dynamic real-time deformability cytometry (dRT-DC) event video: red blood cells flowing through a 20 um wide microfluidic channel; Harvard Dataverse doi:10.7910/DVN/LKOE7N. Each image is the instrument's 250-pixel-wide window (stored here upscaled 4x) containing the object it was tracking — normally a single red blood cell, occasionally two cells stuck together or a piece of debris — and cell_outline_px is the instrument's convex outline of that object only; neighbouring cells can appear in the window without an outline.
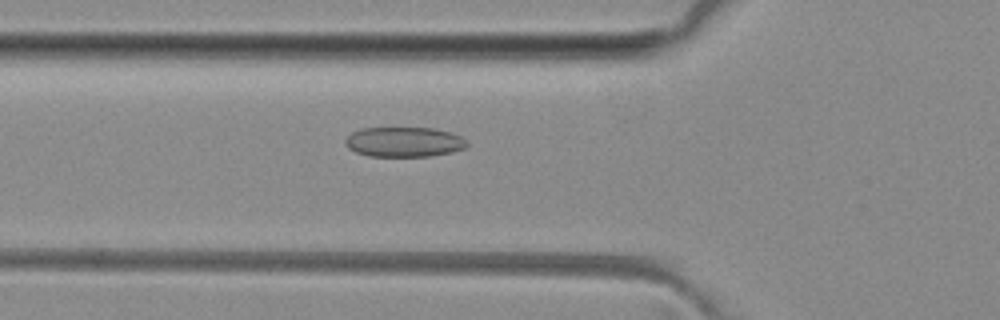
{"species": "common noctule bat (a hibernating species)", "species_latin": "Nyctalus noctula", "temperature_condition": "room temperature", "stored_images_in_passage": 47, "camera_frame_rate_fps": 3000, "um_per_image_px": 0.085, "animal": {"sex": "female", "body_mass_g": 29.2, "forearm_length_mm": 56.3}, "frame": {"image": 1, "passage_image": 14, "time_ms": 4.333, "image_size_px": [1000, 320], "cell_outline_px": [[468, 144], [464, 148], [452, 152], [428, 156], [368, 156], [356, 152], [348, 148], [344, 144], [344, 140], [352, 132], [360, 128], [432, 128], [452, 132], [468, 140]], "centroid_in_image_um": [34.34, 12.06], "position_along_channel_um": 91.5, "area_um2": 21.33}}
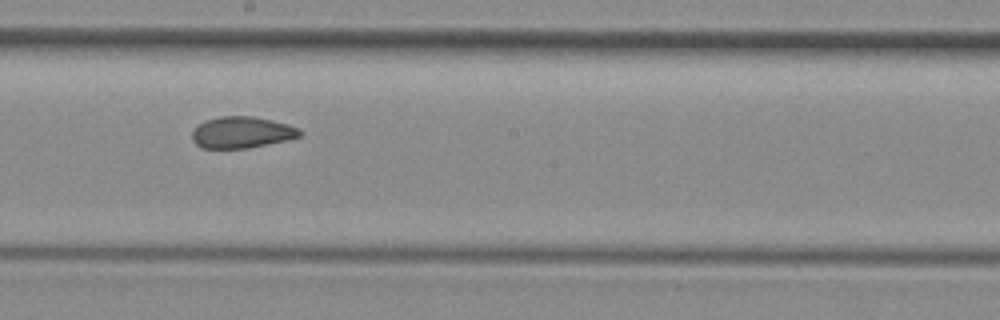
{"frame": {"image": 2, "passage_image": 24, "time_ms": 7.667, "image_size_px": [1000, 320], "cell_outline_px": [[304, 132], [300, 136], [288, 140], [248, 148], [200, 148], [192, 140], [192, 132], [200, 124], [208, 120], [220, 116], [252, 116], [272, 120], [288, 124]], "centroid_in_image_um": [20.57, 11.26], "position_along_channel_um": 227.6, "area_um2": 19.65}}
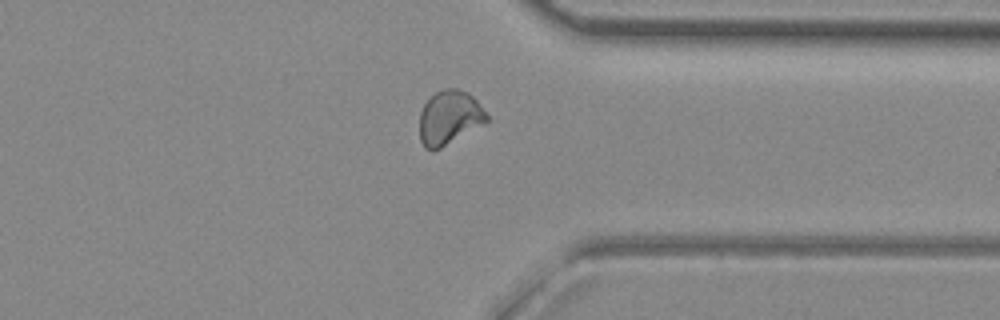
{"frame": {"image": 3, "passage_image": 35, "time_ms": 11.333, "image_size_px": [1000, 320], "cell_outline_px": [[488, 120], [484, 124], [440, 148], [432, 152], [424, 148], [420, 140], [420, 112], [424, 104], [436, 92], [444, 88], [456, 88], [468, 92], [476, 100], [488, 116]], "centroid_in_image_um": [38.18, 10.01], "position_along_channel_um": 373.2, "area_um2": 21.1}, "authors_computed_cell_mechanics": {"area_um2": 20.6924, "velocity_mm_per_s": 4.0746, "shape_relaxation_time_tau1_ms": null, "shape_relaxation_time_tau2_ms": 1.8264, "deformation_change_tau1": null, "deformation_change_tau2": 0.0778}}